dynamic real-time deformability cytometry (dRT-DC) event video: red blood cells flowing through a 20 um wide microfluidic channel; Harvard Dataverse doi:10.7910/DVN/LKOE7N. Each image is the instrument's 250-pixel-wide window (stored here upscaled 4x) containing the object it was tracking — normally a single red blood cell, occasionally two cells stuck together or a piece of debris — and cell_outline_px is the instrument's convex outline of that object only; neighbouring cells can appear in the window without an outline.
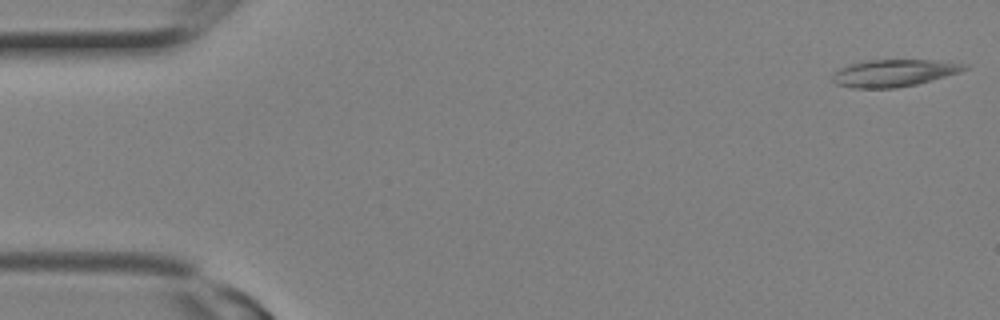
{"species": "Egyptian fruit bat (a non-hibernating species)", "species_latin": "Rousettus aegyptiacus", "temperature_condition": "room temperature", "stored_images_in_passage": 8, "camera_frame_rate_fps": 3000, "um_per_image_px": 0.085, "animal": {"sex": "female"}, "frame": {"image": 1, "passage_image": 1, "time_ms": 0.0, "image_size_px": [1000, 320], "cell_outline_px": [[968, 68], [960, 72], [916, 84], [896, 88], [852, 88], [836, 84], [832, 80], [832, 72], [840, 68], [864, 60], [932, 60], [968, 64]], "centroid_in_image_um": [75.95, 6.21], "position_along_channel_um": 9.1, "area_um2": 20.81}}
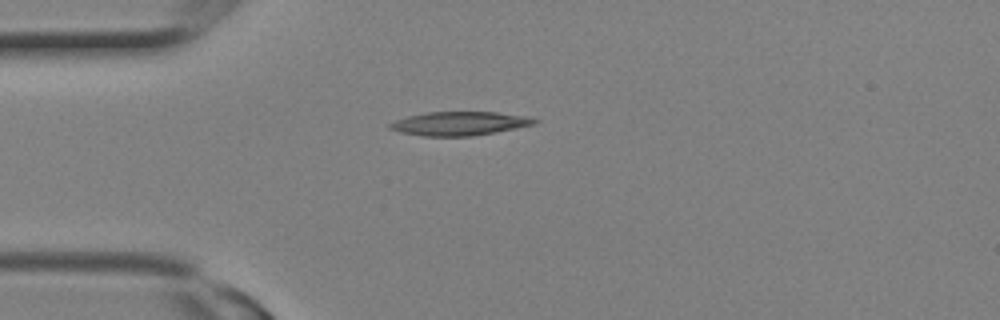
{"frame": {"image": 2, "passage_image": 7, "time_ms": 2.0, "image_size_px": [1000, 320], "cell_outline_px": [[540, 120], [536, 124], [472, 136], [424, 136], [400, 132], [388, 128], [388, 124], [396, 120], [408, 116], [428, 112], [496, 112], [528, 116]], "centroid_in_image_um": [39.07, 10.49], "position_along_channel_um": 45.9, "area_um2": 19.94}}